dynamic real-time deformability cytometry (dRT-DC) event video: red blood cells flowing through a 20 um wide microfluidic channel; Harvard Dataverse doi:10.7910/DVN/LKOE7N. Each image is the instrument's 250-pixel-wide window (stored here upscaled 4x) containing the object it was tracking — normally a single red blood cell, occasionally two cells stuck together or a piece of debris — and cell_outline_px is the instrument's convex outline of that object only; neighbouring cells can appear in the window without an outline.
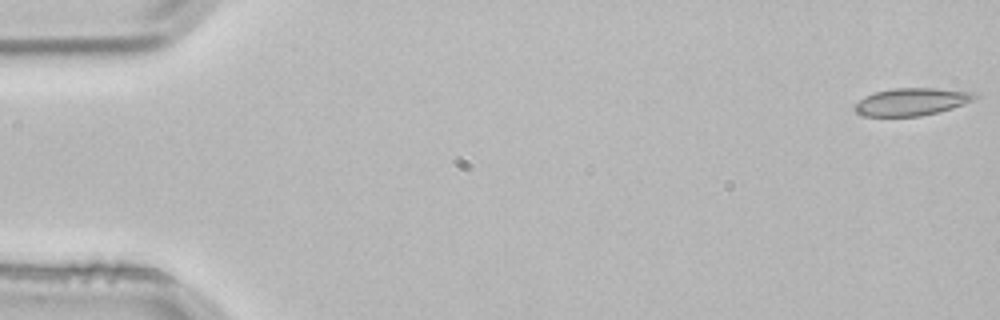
{"species": "common noctule bat (a hibernating species)", "species_latin": "Nyctalus noctula", "temperature_condition": "room temperature", "stored_images_in_passage": 4, "camera_frame_rate_fps": 3000, "um_per_image_px": 0.085, "animal": {"sex": "male", "body_mass_g": 21.5, "forearm_length_mm": 52.0}, "frame": {"image": 1, "passage_image": 1, "time_ms": 0.0, "image_size_px": [1000, 320], "cell_outline_px": [[980, 96], [964, 104], [940, 112], [920, 116], [864, 116], [856, 112], [852, 108], [852, 104], [864, 96], [876, 92], [892, 88], [936, 88], [976, 92]], "centroid_in_image_um": [77.47, 8.65], "position_along_channel_um": 7.5, "area_um2": 19.54}}
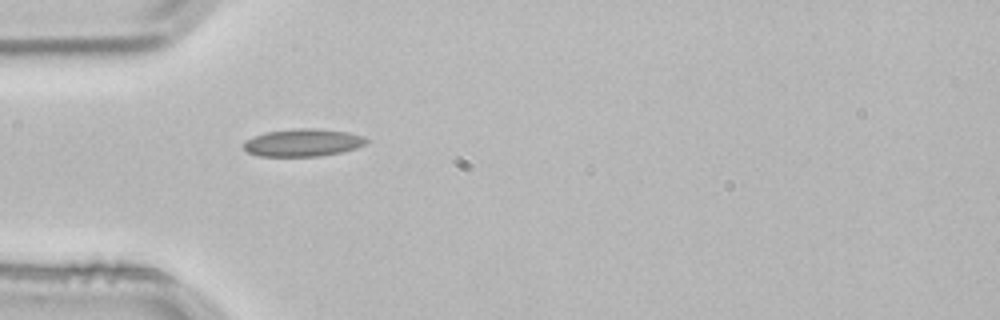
{"frame": {"image": 2, "passage_image": 4, "time_ms": 1.0, "image_size_px": [1000, 320], "cell_outline_px": [[368, 140], [364, 144], [356, 148], [344, 152], [320, 156], [260, 156], [248, 152], [244, 148], [244, 140], [252, 136], [264, 132], [292, 128], [312, 128], [348, 132], [364, 136]], "centroid_in_image_um": [25.73, 12.12], "position_along_channel_um": 59.3, "area_um2": 19.88}}